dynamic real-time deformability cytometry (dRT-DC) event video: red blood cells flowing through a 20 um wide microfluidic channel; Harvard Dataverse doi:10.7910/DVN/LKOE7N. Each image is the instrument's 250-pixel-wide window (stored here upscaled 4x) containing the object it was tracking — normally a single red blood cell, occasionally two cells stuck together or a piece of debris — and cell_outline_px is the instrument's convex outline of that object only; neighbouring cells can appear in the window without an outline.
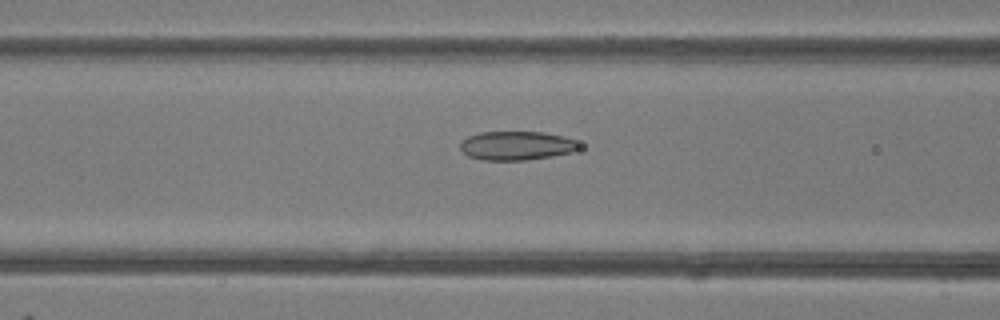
{"species": "common noctule bat (a hibernating species)", "species_latin": "Nyctalus noctula", "temperature_condition": "room temperature", "stored_images_in_passage": 44, "camera_frame_rate_fps": 3000, "um_per_image_px": 0.085, "animal": {"sex": "female"}, "frame": {"image": 1, "passage_image": 15, "time_ms": 4.667, "image_size_px": [1000, 320], "cell_outline_px": [[580, 148], [572, 152], [552, 156], [524, 160], [480, 160], [468, 156], [460, 148], [460, 144], [468, 136], [480, 132], [544, 132], [564, 136], [576, 140], [580, 144]], "centroid_in_image_um": [43.93, 12.38], "position_along_channel_um": 122.7, "area_um2": 20.06}}
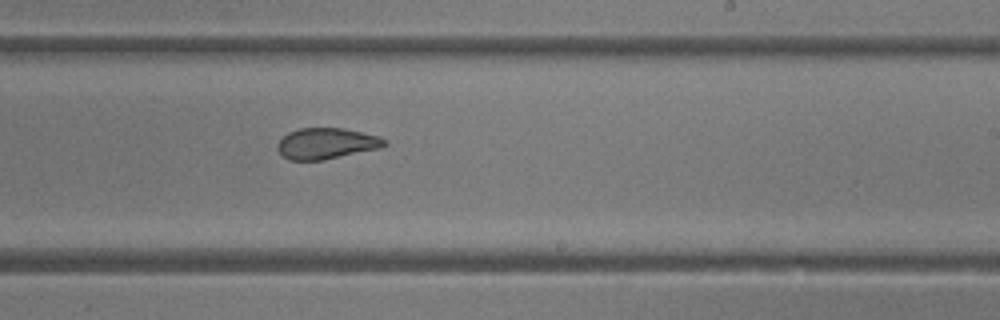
{"frame": {"image": 2, "passage_image": 25, "time_ms": 8.0, "image_size_px": [1000, 320], "cell_outline_px": [[388, 144], [380, 148], [324, 160], [288, 160], [276, 148], [276, 144], [288, 132], [300, 128], [344, 128], [380, 136], [388, 140]], "centroid_in_image_um": [27.77, 12.19], "position_along_channel_um": 261.2, "area_um2": 19.48}}
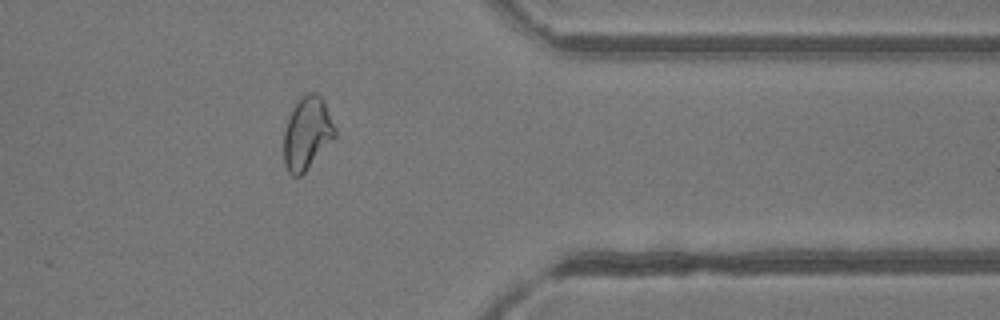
{"frame": {"image": 3, "passage_image": 35, "time_ms": 11.333, "image_size_px": [1000, 320], "cell_outline_px": [[336, 136], [304, 172], [300, 176], [292, 176], [288, 172], [284, 164], [284, 132], [292, 108], [296, 100], [300, 96], [308, 92], [316, 92], [324, 100], [336, 128]], "centroid_in_image_um": [26.1, 11.29], "position_along_channel_um": 385.3, "area_um2": 21.73}, "authors_computed_cell_mechanics": {"area_um2": 21.4727, "velocity_mm_per_s": 4.1644, "shape_relaxation_time_tau1_ms": 9.4402, "shape_relaxation_time_tau2_ms": 1.4818, "deformation_change_tau1": 0.1929, "deformation_change_tau2": 0.0784}}